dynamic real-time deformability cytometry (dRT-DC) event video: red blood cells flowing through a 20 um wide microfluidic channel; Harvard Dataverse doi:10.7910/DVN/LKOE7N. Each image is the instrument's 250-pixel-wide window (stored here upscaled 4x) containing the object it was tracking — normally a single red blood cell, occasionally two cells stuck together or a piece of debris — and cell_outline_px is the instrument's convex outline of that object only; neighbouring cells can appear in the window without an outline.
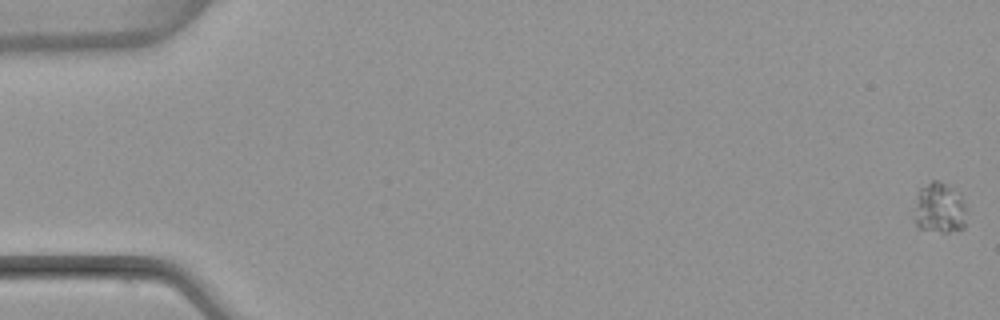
{"species": "common noctule bat (a hibernating species)", "species_latin": "Nyctalus noctula", "temperature_condition": "warm", "stored_images_in_passage": 4, "camera_frame_rate_fps": 3000, "um_per_image_px": 0.085, "animal": {"sex": "female", "body_mass_g": 22.7, "forearm_length_mm": 54.2}, "frame": {"image": 1, "passage_image": 1, "time_ms": 0.0, "image_size_px": [1000, 320], "cell_outline_px": [[964, 228], [948, 232], [944, 232], [916, 228], [912, 216], [920, 188], [932, 180], [940, 180], [952, 188], [964, 200]], "centroid_in_image_um": [79.8, 17.7], "position_along_channel_um": 5.2, "area_um2": 15.43}}
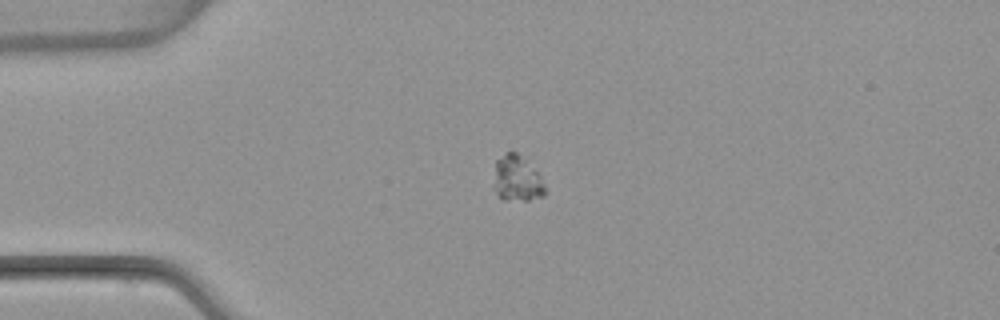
{"frame": {"image": 2, "passage_image": 4, "time_ms": 4.333, "image_size_px": [1000, 320], "cell_outline_px": [[544, 196], [528, 200], [500, 200], [492, 188], [496, 160], [508, 152], [516, 152], [540, 176], [544, 184]], "centroid_in_image_um": [43.88, 15.23], "position_along_channel_um": 41.1, "area_um2": 13.58}}